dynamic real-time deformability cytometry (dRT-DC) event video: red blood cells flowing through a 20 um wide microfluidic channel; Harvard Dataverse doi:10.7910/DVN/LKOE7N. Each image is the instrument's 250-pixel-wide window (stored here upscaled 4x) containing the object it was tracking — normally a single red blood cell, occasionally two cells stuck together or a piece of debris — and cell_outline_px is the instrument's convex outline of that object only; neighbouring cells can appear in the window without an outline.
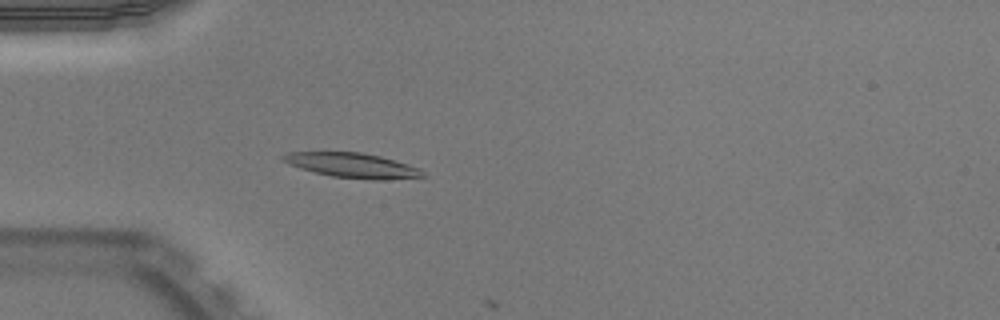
{"species": "Egyptian fruit bat (a non-hibernating species)", "species_latin": "Rousettus aegyptiacus", "temperature_condition": "warm", "stored_images_in_passage": 23, "camera_frame_rate_fps": 3000, "um_per_image_px": 0.085, "animal": {"sex": "male"}, "frame": {"image": 1, "passage_image": 16, "time_ms": 5.0, "image_size_px": [1000, 320], "cell_outline_px": [[428, 176], [384, 180], [372, 180], [332, 176], [300, 168], [288, 164], [280, 160], [280, 156], [288, 152], [360, 152], [380, 156], [408, 164], [420, 168]], "centroid_in_image_um": [29.96, 14.05], "position_along_channel_um": 55.0, "area_um2": 20.23}}
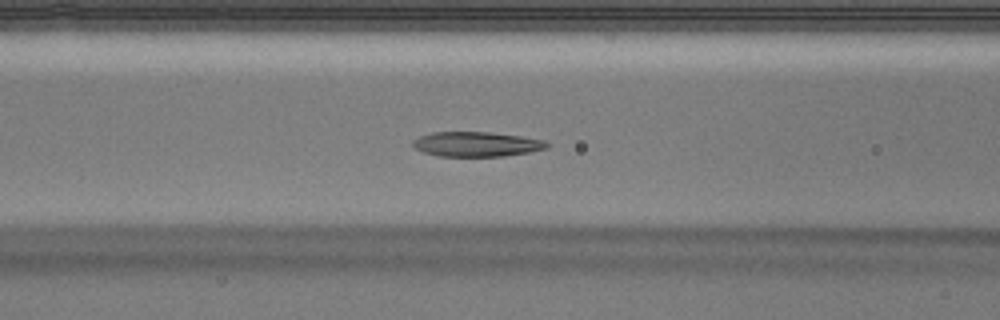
{"frame": {"image": 2, "passage_image": 22, "time_ms": 7.0, "image_size_px": [1000, 320], "cell_outline_px": [[552, 144], [548, 148], [528, 152], [504, 156], [436, 156], [424, 152], [416, 148], [412, 144], [412, 140], [420, 136], [432, 132], [488, 132], [520, 136], [544, 140]], "centroid_in_image_um": [40.52, 12.25], "position_along_channel_um": 126.1, "area_um2": 19.36}}